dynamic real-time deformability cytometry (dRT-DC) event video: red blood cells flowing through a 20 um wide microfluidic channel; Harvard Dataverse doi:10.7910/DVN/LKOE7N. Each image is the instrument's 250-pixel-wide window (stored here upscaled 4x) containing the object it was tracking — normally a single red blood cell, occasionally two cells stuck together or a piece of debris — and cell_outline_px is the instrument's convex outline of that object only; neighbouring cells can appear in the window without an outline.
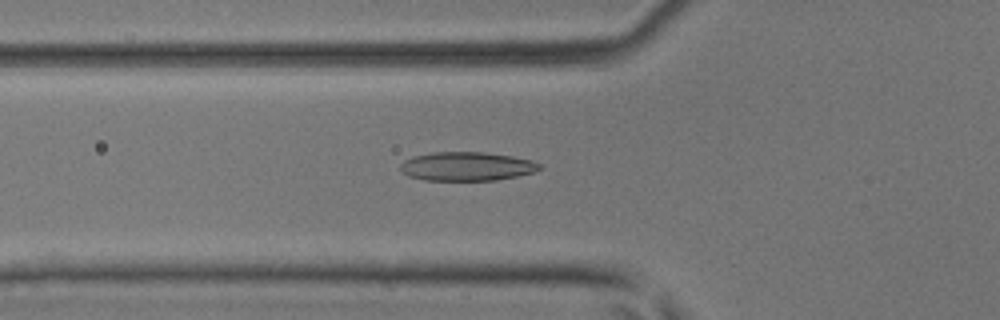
{"species": "common noctule bat (a hibernating species)", "species_latin": "Nyctalus noctula", "temperature_condition": "room temperature", "stored_images_in_passage": 33, "camera_frame_rate_fps": 3000, "um_per_image_px": 0.085, "animal": {"sex": "male", "body_mass_g": 17.9, "forearm_length_mm": 54.2}, "frame": {"image": 1, "passage_image": 3, "time_ms": 0.667, "image_size_px": [1000, 320], "cell_outline_px": [[540, 168], [532, 172], [516, 176], [496, 180], [424, 180], [408, 176], [400, 168], [400, 164], [404, 160], [412, 156], [432, 152], [484, 152], [512, 156], [532, 160], [540, 164]], "centroid_in_image_um": [39.64, 14.13], "position_along_channel_um": 86.2, "area_um2": 23.29}}
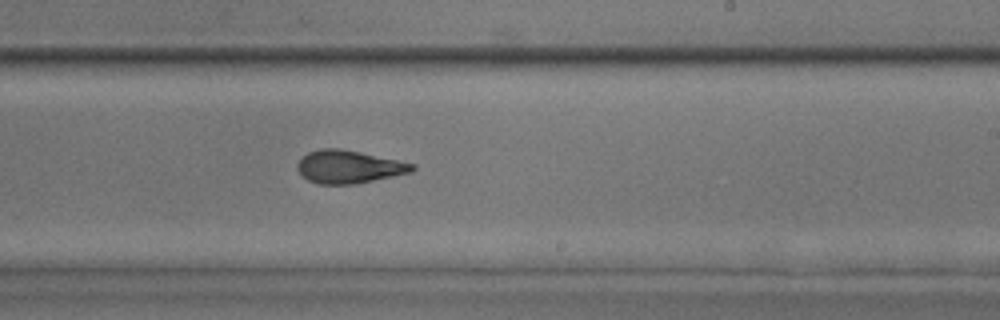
{"frame": {"image": 2, "passage_image": 15, "time_ms": 4.667, "image_size_px": [1000, 320], "cell_outline_px": [[416, 168], [412, 172], [356, 184], [320, 184], [308, 180], [296, 168], [296, 164], [308, 152], [320, 148], [340, 148], [360, 152], [416, 164]], "centroid_in_image_um": [29.66, 14.17], "position_along_channel_um": 259.3, "area_um2": 21.96}}
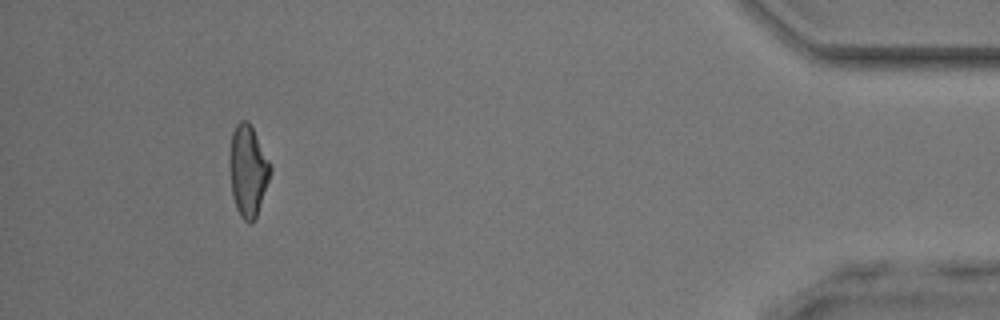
{"frame": {"image": 3, "passage_image": 30, "time_ms": 9.667, "image_size_px": [1000, 320], "cell_outline_px": [[272, 168], [256, 216], [252, 220], [244, 220], [240, 216], [236, 208], [232, 196], [228, 164], [228, 156], [232, 132], [236, 124], [240, 120], [248, 120], [272, 164]], "centroid_in_image_um": [21.04, 14.44], "position_along_channel_um": 414.2, "area_um2": 21.73}}